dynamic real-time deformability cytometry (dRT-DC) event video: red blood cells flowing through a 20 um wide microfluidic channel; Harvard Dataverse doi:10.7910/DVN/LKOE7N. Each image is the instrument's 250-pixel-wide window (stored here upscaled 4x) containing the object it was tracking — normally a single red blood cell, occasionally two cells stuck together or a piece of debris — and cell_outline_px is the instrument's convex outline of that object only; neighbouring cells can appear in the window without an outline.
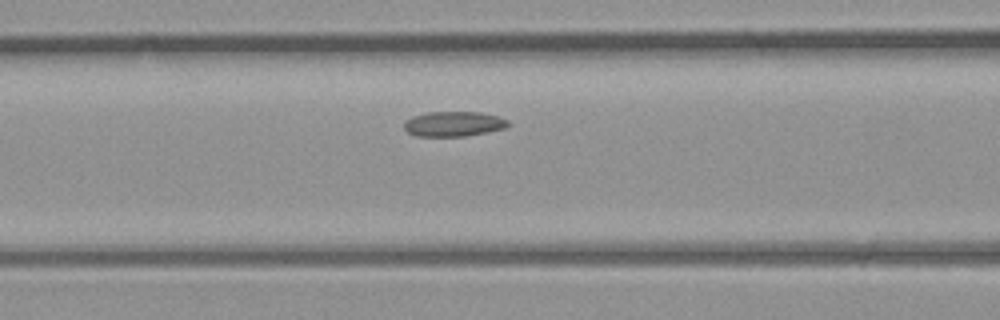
{"species": "common noctule bat (a hibernating species)", "species_latin": "Nyctalus noctula", "temperature_condition": "room temperature", "stored_images_in_passage": 23, "camera_frame_rate_fps": 3000, "um_per_image_px": 0.085, "animal": {"sex": "male", "body_mass_g": 23.1, "forearm_length_mm": 52.7}, "frame": {"image": 1, "passage_image": 6, "time_ms": 1.667, "image_size_px": [1000, 320], "cell_outline_px": [[512, 124], [508, 128], [464, 136], [416, 136], [408, 132], [404, 128], [404, 120], [412, 116], [428, 112], [480, 112], [496, 116], [508, 120]], "centroid_in_image_um": [38.57, 10.53], "position_along_channel_um": 128.0, "area_um2": 15.26}}
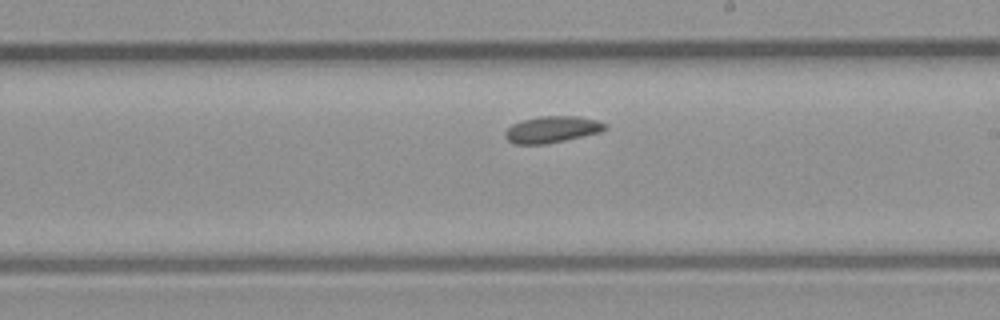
{"frame": {"image": 2, "passage_image": 13, "time_ms": 4.0, "image_size_px": [1000, 320], "cell_outline_px": [[608, 128], [600, 132], [564, 140], [544, 144], [516, 144], [508, 140], [504, 136], [504, 132], [512, 124], [524, 120], [540, 116], [580, 116], [596, 120], [608, 124]], "centroid_in_image_um": [46.94, 10.99], "position_along_channel_um": 242.1, "area_um2": 15.37}}
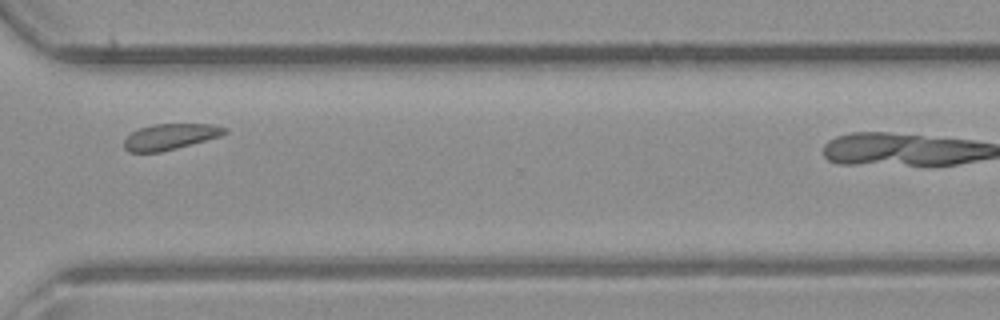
{"frame": {"image": 3, "passage_image": 20, "time_ms": 6.333, "image_size_px": [1000, 320], "cell_outline_px": [[228, 132], [220, 136], [176, 148], [160, 152], [128, 152], [124, 148], [124, 140], [132, 132], [140, 128], [156, 124], [212, 124], [228, 128]], "centroid_in_image_um": [14.47, 11.61], "position_along_channel_um": 356.1, "area_um2": 15.03}}